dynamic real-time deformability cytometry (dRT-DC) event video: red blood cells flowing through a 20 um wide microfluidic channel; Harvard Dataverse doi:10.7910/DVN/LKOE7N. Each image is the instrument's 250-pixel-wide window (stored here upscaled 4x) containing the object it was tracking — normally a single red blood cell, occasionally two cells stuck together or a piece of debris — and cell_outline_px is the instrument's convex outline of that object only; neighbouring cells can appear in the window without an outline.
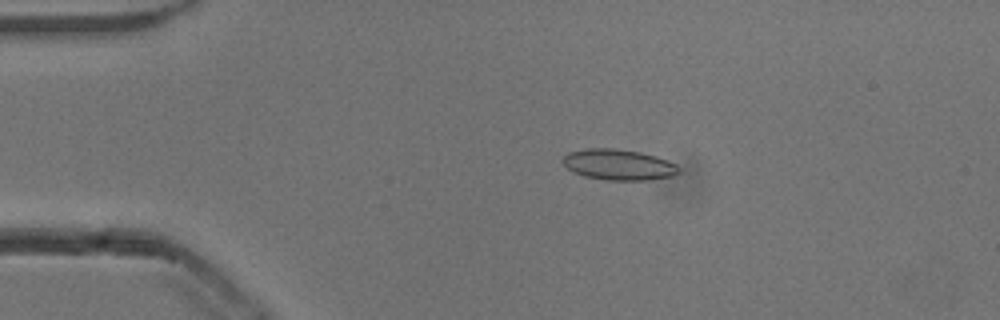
{"species": "common noctule bat (a hibernating species)", "species_latin": "Nyctalus noctula", "temperature_condition": "cold", "stored_images_in_passage": 51, "camera_frame_rate_fps": 3000, "um_per_image_px": 0.085, "animal": {"sex": "male", "body_mass_g": 13.3}, "frame": {"image": 1, "passage_image": 8, "time_ms": 2.333, "image_size_px": [1000, 320], "cell_outline_px": [[680, 172], [672, 176], [644, 180], [604, 180], [584, 176], [572, 172], [560, 160], [568, 152], [588, 148], [612, 148], [640, 152], [656, 156], [668, 160], [676, 164], [680, 168]], "centroid_in_image_um": [52.56, 13.99], "position_along_channel_um": 32.4, "area_um2": 20.92}}
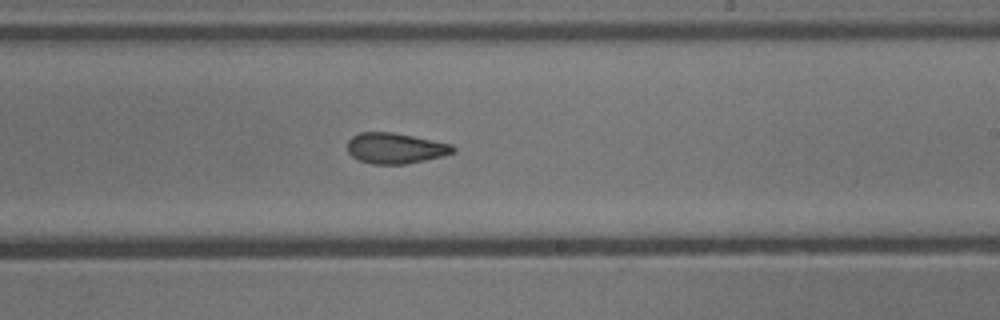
{"frame": {"image": 2, "passage_image": 29, "time_ms": 9.333, "image_size_px": [1000, 320], "cell_outline_px": [[456, 152], [424, 160], [404, 164], [372, 164], [360, 160], [352, 156], [348, 152], [348, 140], [352, 136], [360, 132], [392, 132], [452, 144], [456, 148]], "centroid_in_image_um": [33.6, 12.59], "position_along_channel_um": 255.4, "area_um2": 18.73}}
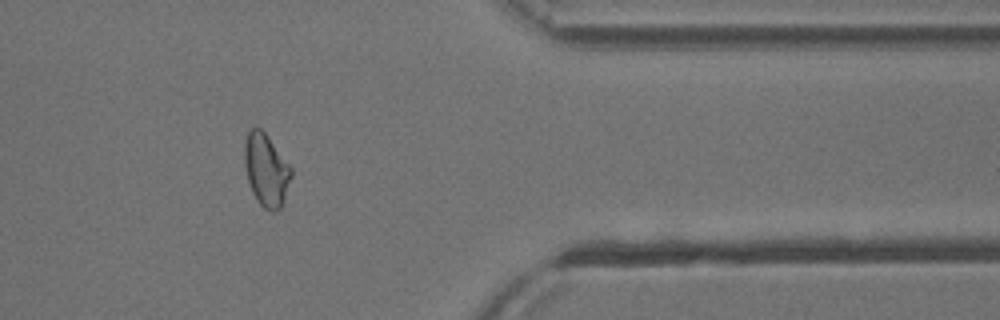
{"frame": {"image": 3, "passage_image": 41, "time_ms": 13.333, "image_size_px": [1000, 320], "cell_outline_px": [[292, 176], [284, 200], [280, 208], [276, 212], [272, 212], [264, 208], [256, 200], [252, 192], [248, 180], [244, 164], [244, 144], [248, 132], [252, 128], [260, 128], [264, 132], [292, 168]], "centroid_in_image_um": [22.62, 14.48], "position_along_channel_um": 388.8, "area_um2": 19.65}, "authors_computed_cell_mechanics": {"area_um2": 19.7676, "velocity_mm_per_s": 3.8309, "shape_relaxation_time_tau1_ms": null, "shape_relaxation_time_tau2_ms": 3.8044, "deformation_change_tau1": null, "deformation_change_tau2": 0.0887}}